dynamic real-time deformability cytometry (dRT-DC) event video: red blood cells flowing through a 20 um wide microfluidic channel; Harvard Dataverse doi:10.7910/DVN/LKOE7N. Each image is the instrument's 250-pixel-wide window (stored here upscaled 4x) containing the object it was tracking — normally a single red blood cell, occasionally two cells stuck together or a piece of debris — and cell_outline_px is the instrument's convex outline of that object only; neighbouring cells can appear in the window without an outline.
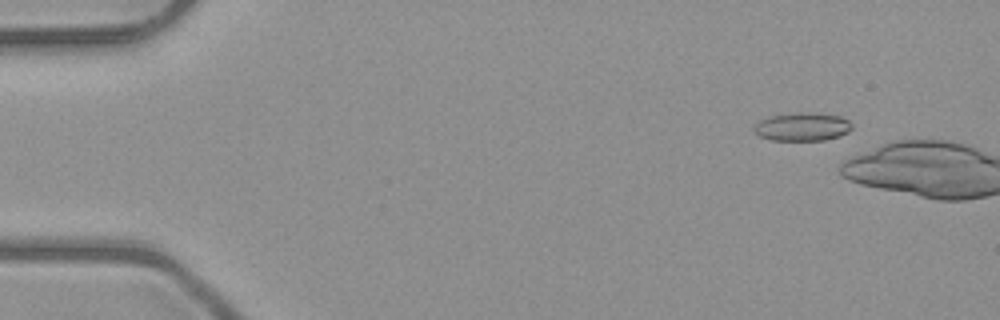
{"species": "common noctule bat (a hibernating species)", "species_latin": "Nyctalus noctula", "temperature_condition": "room temperature", "stored_images_in_passage": 18, "camera_frame_rate_fps": 3000, "um_per_image_px": 0.085, "animal": {"sex": "male", "body_mass_g": 23.1, "forearm_length_mm": 52.7}, "frame": {"image": 1, "passage_image": 6, "time_ms": 1.667, "image_size_px": [1000, 320], "cell_outline_px": [[852, 128], [848, 132], [840, 136], [824, 140], [772, 140], [760, 136], [752, 128], [760, 120], [772, 116], [800, 112], [808, 112], [840, 116], [848, 120], [852, 124]], "centroid_in_image_um": [68.23, 10.78], "position_along_channel_um": 16.8, "area_um2": 16.01}}